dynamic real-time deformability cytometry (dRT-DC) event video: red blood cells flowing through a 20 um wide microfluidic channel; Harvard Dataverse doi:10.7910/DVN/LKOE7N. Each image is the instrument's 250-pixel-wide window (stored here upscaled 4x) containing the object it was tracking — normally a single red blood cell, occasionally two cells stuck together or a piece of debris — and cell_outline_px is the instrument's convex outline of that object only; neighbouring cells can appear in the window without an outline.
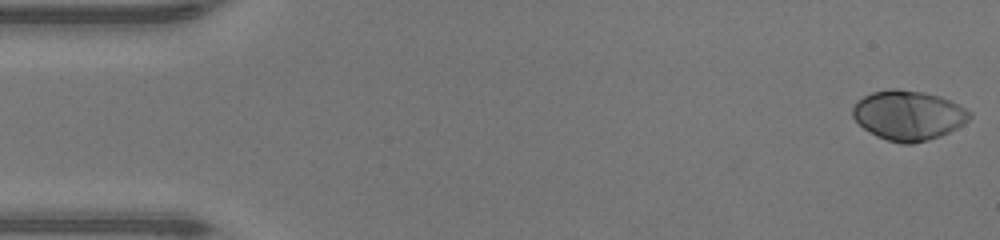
{"species": "human", "species_latin": "Homo sapiens", "temperature_condition": "warm", "stored_images_in_passage": 48, "camera_frame_rate_fps": 3000, "um_per_image_px": 0.085, "donor": {"sex": "male"}, "frame": {"image": 1, "passage_image": 1, "time_ms": 0.0, "image_size_px": [1000, 240], "cell_outline_px": [[972, 116], [964, 124], [940, 136], [928, 140], [912, 144], [904, 144], [888, 140], [876, 136], [864, 128], [852, 116], [852, 108], [864, 96], [872, 92], [888, 88], [896, 88], [924, 92], [940, 96], [972, 112]], "centroid_in_image_um": [77.21, 9.8], "position_along_channel_um": 7.8, "area_um2": 33.7}}
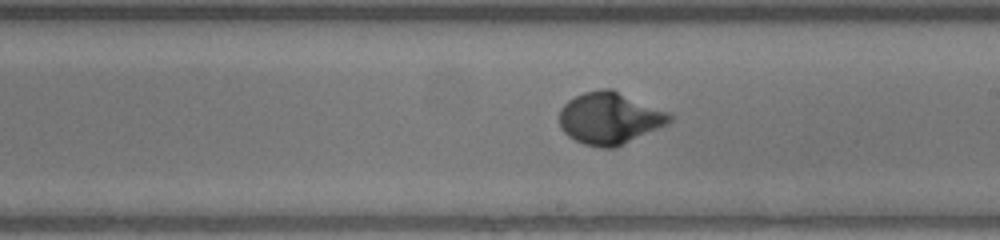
{"frame": {"image": 2, "passage_image": 27, "time_ms": 8.667, "image_size_px": [1000, 240], "cell_outline_px": [[672, 120], [668, 124], [612, 148], [600, 148], [584, 144], [568, 136], [560, 128], [560, 108], [568, 100], [584, 92], [600, 88], [612, 88], [672, 112]], "centroid_in_image_um": [51.84, 10.02], "position_along_channel_um": 237.2, "area_um2": 33.58}}
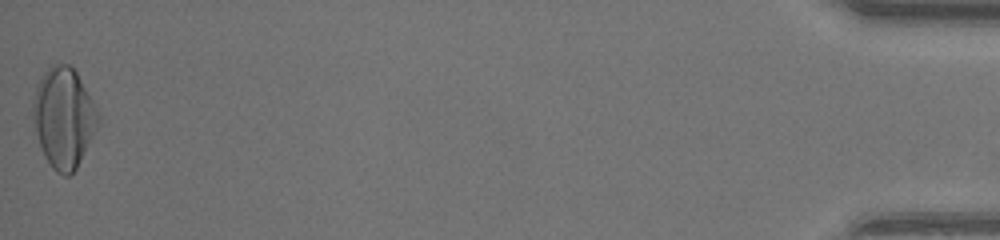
{"frame": {"image": 3, "passage_image": 48, "time_ms": 15.667, "image_size_px": [1000, 240], "cell_outline_px": [[100, 124], [76, 168], [68, 176], [64, 176], [56, 172], [52, 168], [44, 156], [32, 120], [32, 100], [36, 84], [44, 72], [52, 64], [68, 64], [76, 72], [96, 108], [100, 116]], "centroid_in_image_um": [5.4, 10.0], "position_along_channel_um": 429.8, "area_um2": 37.97}, "authors_computed_cell_mechanics": {"area_um2": 32.1657, "velocity_mm_per_s": 4.2853, "shape_relaxation_time_tau1_ms": 3.0493, "shape_relaxation_time_tau2_ms": null, "deformation_change_tau1": 0.2187, "deformation_change_tau2": null}}